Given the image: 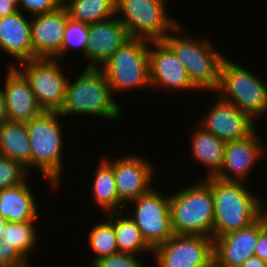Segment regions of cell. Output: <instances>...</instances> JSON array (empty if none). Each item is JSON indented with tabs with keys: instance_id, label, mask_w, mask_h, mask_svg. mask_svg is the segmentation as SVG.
I'll return each instance as SVG.
<instances>
[{
	"instance_id": "6da1fadb",
	"label": "cell",
	"mask_w": 267,
	"mask_h": 267,
	"mask_svg": "<svg viewBox=\"0 0 267 267\" xmlns=\"http://www.w3.org/2000/svg\"><path fill=\"white\" fill-rule=\"evenodd\" d=\"M203 179L210 185L214 199L213 239L249 226L267 209L242 182Z\"/></svg>"
},
{
	"instance_id": "7a4b0ae2",
	"label": "cell",
	"mask_w": 267,
	"mask_h": 267,
	"mask_svg": "<svg viewBox=\"0 0 267 267\" xmlns=\"http://www.w3.org/2000/svg\"><path fill=\"white\" fill-rule=\"evenodd\" d=\"M113 96L103 70L85 67L75 81L69 77L65 100L59 113L61 118L78 114L118 120L123 110Z\"/></svg>"
},
{
	"instance_id": "3957f363",
	"label": "cell",
	"mask_w": 267,
	"mask_h": 267,
	"mask_svg": "<svg viewBox=\"0 0 267 267\" xmlns=\"http://www.w3.org/2000/svg\"><path fill=\"white\" fill-rule=\"evenodd\" d=\"M181 27L178 23L162 41L185 65L190 81L198 90L215 93L219 85L220 66L226 56L208 38L196 39L189 34L182 36Z\"/></svg>"
},
{
	"instance_id": "277c9868",
	"label": "cell",
	"mask_w": 267,
	"mask_h": 267,
	"mask_svg": "<svg viewBox=\"0 0 267 267\" xmlns=\"http://www.w3.org/2000/svg\"><path fill=\"white\" fill-rule=\"evenodd\" d=\"M61 116L59 112L43 111L26 123L31 145V169L40 171L53 189L59 187L64 175Z\"/></svg>"
},
{
	"instance_id": "5b68a950",
	"label": "cell",
	"mask_w": 267,
	"mask_h": 267,
	"mask_svg": "<svg viewBox=\"0 0 267 267\" xmlns=\"http://www.w3.org/2000/svg\"><path fill=\"white\" fill-rule=\"evenodd\" d=\"M169 205L174 234L213 238L214 199L203 178L169 195Z\"/></svg>"
},
{
	"instance_id": "8992f818",
	"label": "cell",
	"mask_w": 267,
	"mask_h": 267,
	"mask_svg": "<svg viewBox=\"0 0 267 267\" xmlns=\"http://www.w3.org/2000/svg\"><path fill=\"white\" fill-rule=\"evenodd\" d=\"M216 91L221 100L235 105L254 121L267 113V84L228 57L221 63Z\"/></svg>"
},
{
	"instance_id": "52a82bcc",
	"label": "cell",
	"mask_w": 267,
	"mask_h": 267,
	"mask_svg": "<svg viewBox=\"0 0 267 267\" xmlns=\"http://www.w3.org/2000/svg\"><path fill=\"white\" fill-rule=\"evenodd\" d=\"M112 94L151 87L149 41L130 38L101 66Z\"/></svg>"
},
{
	"instance_id": "ba28073f",
	"label": "cell",
	"mask_w": 267,
	"mask_h": 267,
	"mask_svg": "<svg viewBox=\"0 0 267 267\" xmlns=\"http://www.w3.org/2000/svg\"><path fill=\"white\" fill-rule=\"evenodd\" d=\"M166 4V0H116L115 14L130 38L162 41L179 23L166 12Z\"/></svg>"
},
{
	"instance_id": "9c48e42d",
	"label": "cell",
	"mask_w": 267,
	"mask_h": 267,
	"mask_svg": "<svg viewBox=\"0 0 267 267\" xmlns=\"http://www.w3.org/2000/svg\"><path fill=\"white\" fill-rule=\"evenodd\" d=\"M59 63L60 60L57 59L37 58L21 62V68L16 62L9 64L15 66L27 79L44 111L59 112L65 100L69 78L63 73Z\"/></svg>"
},
{
	"instance_id": "30bf717a",
	"label": "cell",
	"mask_w": 267,
	"mask_h": 267,
	"mask_svg": "<svg viewBox=\"0 0 267 267\" xmlns=\"http://www.w3.org/2000/svg\"><path fill=\"white\" fill-rule=\"evenodd\" d=\"M157 189H150L137 199L125 205V213L140 229L143 239L154 249L165 243L174 233L171 225L169 195H163ZM134 204V210L127 205ZM132 211V214L131 212ZM131 214V215H130Z\"/></svg>"
},
{
	"instance_id": "8fae6325",
	"label": "cell",
	"mask_w": 267,
	"mask_h": 267,
	"mask_svg": "<svg viewBox=\"0 0 267 267\" xmlns=\"http://www.w3.org/2000/svg\"><path fill=\"white\" fill-rule=\"evenodd\" d=\"M157 267H206L213 260V238L174 234L153 249Z\"/></svg>"
},
{
	"instance_id": "7c38bea8",
	"label": "cell",
	"mask_w": 267,
	"mask_h": 267,
	"mask_svg": "<svg viewBox=\"0 0 267 267\" xmlns=\"http://www.w3.org/2000/svg\"><path fill=\"white\" fill-rule=\"evenodd\" d=\"M102 159L113 168L118 197L124 205L152 188L150 184L155 175V166L144 157L131 153L112 160Z\"/></svg>"
},
{
	"instance_id": "4fadbf2b",
	"label": "cell",
	"mask_w": 267,
	"mask_h": 267,
	"mask_svg": "<svg viewBox=\"0 0 267 267\" xmlns=\"http://www.w3.org/2000/svg\"><path fill=\"white\" fill-rule=\"evenodd\" d=\"M216 98L206 115L201 116L202 119L198 122L201 127L224 142L242 140L256 130L257 122L248 114L218 96Z\"/></svg>"
},
{
	"instance_id": "5bb4252c",
	"label": "cell",
	"mask_w": 267,
	"mask_h": 267,
	"mask_svg": "<svg viewBox=\"0 0 267 267\" xmlns=\"http://www.w3.org/2000/svg\"><path fill=\"white\" fill-rule=\"evenodd\" d=\"M149 78L151 87L174 89L173 92L198 91L190 81L185 65L163 41H149Z\"/></svg>"
},
{
	"instance_id": "9a60e30c",
	"label": "cell",
	"mask_w": 267,
	"mask_h": 267,
	"mask_svg": "<svg viewBox=\"0 0 267 267\" xmlns=\"http://www.w3.org/2000/svg\"><path fill=\"white\" fill-rule=\"evenodd\" d=\"M257 133L255 130L242 140L226 142L223 165L214 177L228 182H246L248 174L265 152V144H262Z\"/></svg>"
},
{
	"instance_id": "2e32d148",
	"label": "cell",
	"mask_w": 267,
	"mask_h": 267,
	"mask_svg": "<svg viewBox=\"0 0 267 267\" xmlns=\"http://www.w3.org/2000/svg\"><path fill=\"white\" fill-rule=\"evenodd\" d=\"M31 42L34 59H61V46L64 29L69 18L64 6L59 9L30 16Z\"/></svg>"
},
{
	"instance_id": "e0dca14e",
	"label": "cell",
	"mask_w": 267,
	"mask_h": 267,
	"mask_svg": "<svg viewBox=\"0 0 267 267\" xmlns=\"http://www.w3.org/2000/svg\"><path fill=\"white\" fill-rule=\"evenodd\" d=\"M36 222L38 221H7L0 229V267L30 266L28 256L38 241Z\"/></svg>"
},
{
	"instance_id": "ac0fdd59",
	"label": "cell",
	"mask_w": 267,
	"mask_h": 267,
	"mask_svg": "<svg viewBox=\"0 0 267 267\" xmlns=\"http://www.w3.org/2000/svg\"><path fill=\"white\" fill-rule=\"evenodd\" d=\"M89 40L85 51L86 67L101 68L111 55L130 39L126 27L117 16L89 24Z\"/></svg>"
},
{
	"instance_id": "d6986e66",
	"label": "cell",
	"mask_w": 267,
	"mask_h": 267,
	"mask_svg": "<svg viewBox=\"0 0 267 267\" xmlns=\"http://www.w3.org/2000/svg\"><path fill=\"white\" fill-rule=\"evenodd\" d=\"M5 79L2 91L9 121L27 123L44 111L29 82L15 66L8 67Z\"/></svg>"
},
{
	"instance_id": "ffe728a7",
	"label": "cell",
	"mask_w": 267,
	"mask_h": 267,
	"mask_svg": "<svg viewBox=\"0 0 267 267\" xmlns=\"http://www.w3.org/2000/svg\"><path fill=\"white\" fill-rule=\"evenodd\" d=\"M259 218L249 226L213 239V257L218 267H240L255 252Z\"/></svg>"
},
{
	"instance_id": "44dd1931",
	"label": "cell",
	"mask_w": 267,
	"mask_h": 267,
	"mask_svg": "<svg viewBox=\"0 0 267 267\" xmlns=\"http://www.w3.org/2000/svg\"><path fill=\"white\" fill-rule=\"evenodd\" d=\"M0 50L18 63L34 60L31 20L23 12L0 18Z\"/></svg>"
},
{
	"instance_id": "7402d4cb",
	"label": "cell",
	"mask_w": 267,
	"mask_h": 267,
	"mask_svg": "<svg viewBox=\"0 0 267 267\" xmlns=\"http://www.w3.org/2000/svg\"><path fill=\"white\" fill-rule=\"evenodd\" d=\"M27 179L20 185L0 191V215L9 222L38 220V206Z\"/></svg>"
},
{
	"instance_id": "603a6c76",
	"label": "cell",
	"mask_w": 267,
	"mask_h": 267,
	"mask_svg": "<svg viewBox=\"0 0 267 267\" xmlns=\"http://www.w3.org/2000/svg\"><path fill=\"white\" fill-rule=\"evenodd\" d=\"M191 132L190 148L193 158L205 166V178L214 177L221 169L224 161V150L226 142L214 134L205 130L199 124L195 125ZM208 170V171H207Z\"/></svg>"
},
{
	"instance_id": "cb8c5ba5",
	"label": "cell",
	"mask_w": 267,
	"mask_h": 267,
	"mask_svg": "<svg viewBox=\"0 0 267 267\" xmlns=\"http://www.w3.org/2000/svg\"><path fill=\"white\" fill-rule=\"evenodd\" d=\"M0 156L19 162L29 172L31 145L26 123L7 120L0 124Z\"/></svg>"
},
{
	"instance_id": "d4e9b609",
	"label": "cell",
	"mask_w": 267,
	"mask_h": 267,
	"mask_svg": "<svg viewBox=\"0 0 267 267\" xmlns=\"http://www.w3.org/2000/svg\"><path fill=\"white\" fill-rule=\"evenodd\" d=\"M91 194L95 205L104 213L119 212V207H125L118 197L113 168L102 158L93 177Z\"/></svg>"
},
{
	"instance_id": "484cf974",
	"label": "cell",
	"mask_w": 267,
	"mask_h": 267,
	"mask_svg": "<svg viewBox=\"0 0 267 267\" xmlns=\"http://www.w3.org/2000/svg\"><path fill=\"white\" fill-rule=\"evenodd\" d=\"M124 211L108 213L107 218L114 226V232L118 244L119 252L139 255L148 252L153 253V249L143 239L140 229L129 217L123 215Z\"/></svg>"
},
{
	"instance_id": "4316f807",
	"label": "cell",
	"mask_w": 267,
	"mask_h": 267,
	"mask_svg": "<svg viewBox=\"0 0 267 267\" xmlns=\"http://www.w3.org/2000/svg\"><path fill=\"white\" fill-rule=\"evenodd\" d=\"M116 0H63L71 19L86 24L97 23L115 16Z\"/></svg>"
},
{
	"instance_id": "83f0119b",
	"label": "cell",
	"mask_w": 267,
	"mask_h": 267,
	"mask_svg": "<svg viewBox=\"0 0 267 267\" xmlns=\"http://www.w3.org/2000/svg\"><path fill=\"white\" fill-rule=\"evenodd\" d=\"M87 239L89 248L95 253L92 266L98 260L119 252L114 226L107 218L93 225Z\"/></svg>"
},
{
	"instance_id": "f1b7e54d",
	"label": "cell",
	"mask_w": 267,
	"mask_h": 267,
	"mask_svg": "<svg viewBox=\"0 0 267 267\" xmlns=\"http://www.w3.org/2000/svg\"><path fill=\"white\" fill-rule=\"evenodd\" d=\"M89 24L82 23L80 21H75L70 17L67 20L63 41L61 46V62L65 54L67 55L68 50L72 48H77L85 54L88 40H89Z\"/></svg>"
},
{
	"instance_id": "f546056e",
	"label": "cell",
	"mask_w": 267,
	"mask_h": 267,
	"mask_svg": "<svg viewBox=\"0 0 267 267\" xmlns=\"http://www.w3.org/2000/svg\"><path fill=\"white\" fill-rule=\"evenodd\" d=\"M29 172L19 162L0 156V191L22 184Z\"/></svg>"
},
{
	"instance_id": "4dcf8cb0",
	"label": "cell",
	"mask_w": 267,
	"mask_h": 267,
	"mask_svg": "<svg viewBox=\"0 0 267 267\" xmlns=\"http://www.w3.org/2000/svg\"><path fill=\"white\" fill-rule=\"evenodd\" d=\"M17 5L19 11L34 16L59 9L63 6V0H17Z\"/></svg>"
},
{
	"instance_id": "1f68e13d",
	"label": "cell",
	"mask_w": 267,
	"mask_h": 267,
	"mask_svg": "<svg viewBox=\"0 0 267 267\" xmlns=\"http://www.w3.org/2000/svg\"><path fill=\"white\" fill-rule=\"evenodd\" d=\"M137 257L136 254L118 252L98 260L91 267H144Z\"/></svg>"
},
{
	"instance_id": "d6a6232c",
	"label": "cell",
	"mask_w": 267,
	"mask_h": 267,
	"mask_svg": "<svg viewBox=\"0 0 267 267\" xmlns=\"http://www.w3.org/2000/svg\"><path fill=\"white\" fill-rule=\"evenodd\" d=\"M254 255L267 262V210L259 217V234Z\"/></svg>"
},
{
	"instance_id": "836d02e7",
	"label": "cell",
	"mask_w": 267,
	"mask_h": 267,
	"mask_svg": "<svg viewBox=\"0 0 267 267\" xmlns=\"http://www.w3.org/2000/svg\"><path fill=\"white\" fill-rule=\"evenodd\" d=\"M19 11L17 0H0V18Z\"/></svg>"
},
{
	"instance_id": "e575fe53",
	"label": "cell",
	"mask_w": 267,
	"mask_h": 267,
	"mask_svg": "<svg viewBox=\"0 0 267 267\" xmlns=\"http://www.w3.org/2000/svg\"><path fill=\"white\" fill-rule=\"evenodd\" d=\"M240 267H267V262L262 261L259 257L253 255L248 258Z\"/></svg>"
},
{
	"instance_id": "d590c367",
	"label": "cell",
	"mask_w": 267,
	"mask_h": 267,
	"mask_svg": "<svg viewBox=\"0 0 267 267\" xmlns=\"http://www.w3.org/2000/svg\"><path fill=\"white\" fill-rule=\"evenodd\" d=\"M7 111L2 89H0V124L7 121Z\"/></svg>"
},
{
	"instance_id": "8d00e7d4",
	"label": "cell",
	"mask_w": 267,
	"mask_h": 267,
	"mask_svg": "<svg viewBox=\"0 0 267 267\" xmlns=\"http://www.w3.org/2000/svg\"><path fill=\"white\" fill-rule=\"evenodd\" d=\"M6 223H7V219L0 215V229H2V227H4Z\"/></svg>"
},
{
	"instance_id": "74e56055",
	"label": "cell",
	"mask_w": 267,
	"mask_h": 267,
	"mask_svg": "<svg viewBox=\"0 0 267 267\" xmlns=\"http://www.w3.org/2000/svg\"><path fill=\"white\" fill-rule=\"evenodd\" d=\"M206 267H218L217 264L215 263V261L213 260L209 265H207Z\"/></svg>"
}]
</instances>
